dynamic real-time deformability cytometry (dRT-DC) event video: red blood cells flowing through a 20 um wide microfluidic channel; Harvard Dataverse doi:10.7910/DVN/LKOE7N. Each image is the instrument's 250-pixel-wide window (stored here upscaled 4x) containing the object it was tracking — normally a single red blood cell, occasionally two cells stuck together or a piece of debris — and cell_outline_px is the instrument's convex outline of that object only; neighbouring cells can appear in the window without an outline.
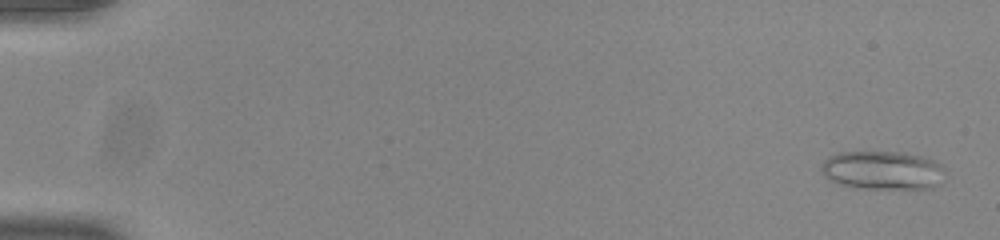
{"species": "common noctule bat (a hibernating species)", "species_latin": "Nyctalus noctula", "temperature_condition": "room temperature", "stored_images_in_passage": 53, "camera_frame_rate_fps": 3000, "um_per_image_px": 0.085, "animal": {"sex": "male", "body_mass_g": 20.0, "forearm_length_mm": 53.3}, "frame": {"image": 1, "passage_image": 2, "time_ms": 0.333, "image_size_px": [1000, 240], "cell_outline_px": [[944, 168], [940, 184], [932, 188], [856, 188], [840, 184], [828, 180], [820, 172], [820, 164], [828, 156], [840, 152], [904, 152], [936, 160], [944, 164]], "centroid_in_image_um": [75.0, 14.47], "position_along_channel_um": 10.0, "area_um2": 28.21}}
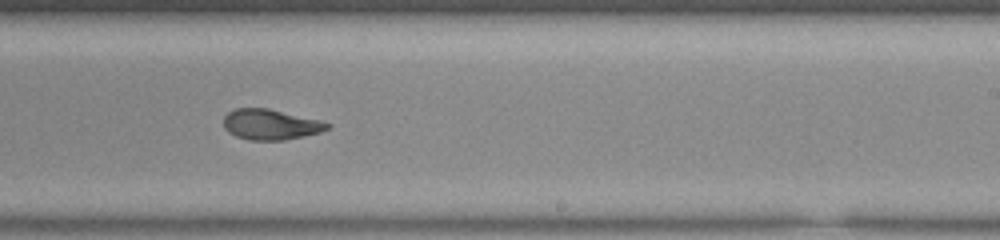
{"frame": {"image": 2, "passage_image": 34, "time_ms": 11.0, "image_size_px": [1000, 240], "cell_outline_px": [[332, 124], [328, 128], [320, 132], [304, 136], [284, 140], [248, 140], [236, 136], [228, 132], [224, 128], [224, 116], [228, 112], [236, 108], [268, 108], [320, 120]], "centroid_in_image_um": [22.99, 10.58], "position_along_channel_um": 266.0, "area_um2": 18.44}}
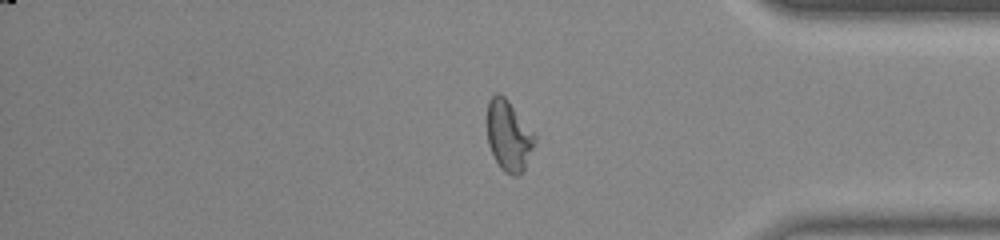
{"frame": {"image": 3, "passage_image": 45, "time_ms": 14.667, "image_size_px": [1000, 240], "cell_outline_px": [[536, 140], [524, 172], [516, 176], [512, 176], [504, 172], [500, 168], [488, 144], [488, 100], [496, 92], [500, 92], [508, 100], [536, 136]], "centroid_in_image_um": [43.25, 11.56], "position_along_channel_um": 392.0, "area_um2": 19.54}, "authors_computed_cell_mechanics": {"area_um2": 19.7098, "velocity_mm_per_s": 3.8889, "shape_relaxation_time_tau1_ms": null, "shape_relaxation_time_tau2_ms": 1.5213, "deformation_change_tau1": null, "deformation_change_tau2": 0.0727}}